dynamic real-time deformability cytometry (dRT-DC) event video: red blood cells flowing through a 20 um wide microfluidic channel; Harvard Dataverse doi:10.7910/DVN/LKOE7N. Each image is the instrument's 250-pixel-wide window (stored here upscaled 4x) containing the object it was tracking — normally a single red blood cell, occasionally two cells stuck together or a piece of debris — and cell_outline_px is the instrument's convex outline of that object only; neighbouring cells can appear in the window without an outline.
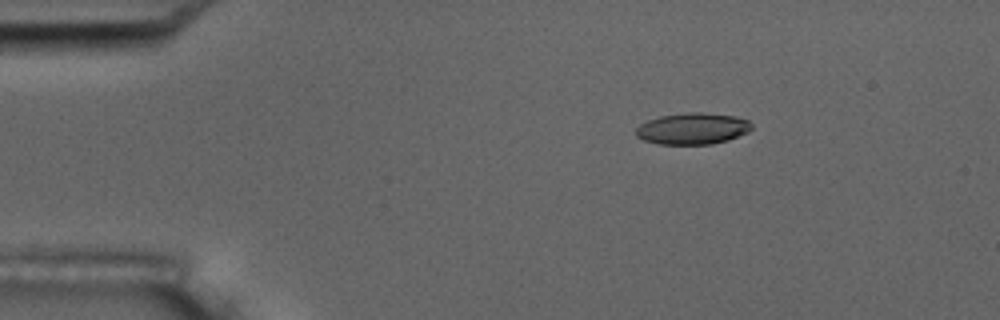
{"species": "common noctule bat (a hibernating species)", "species_latin": "Nyctalus noctula", "temperature_condition": "room temperature", "stored_images_in_passage": 6, "camera_frame_rate_fps": 3000, "um_per_image_px": 0.085, "animal": {"sex": "male", "body_mass_g": 17.5, "forearm_length_mm": 52.3}, "frame": {"image": 1, "passage_image": 3, "time_ms": 2.333, "image_size_px": [1000, 320], "cell_outline_px": [[752, 128], [748, 132], [728, 140], [712, 144], [660, 144], [644, 140], [636, 136], [636, 128], [640, 124], [648, 120], [660, 116], [692, 112], [700, 112], [736, 116], [748, 120], [752, 124]], "centroid_in_image_um": [58.88, 10.93], "position_along_channel_um": 26.1, "area_um2": 21.15}}